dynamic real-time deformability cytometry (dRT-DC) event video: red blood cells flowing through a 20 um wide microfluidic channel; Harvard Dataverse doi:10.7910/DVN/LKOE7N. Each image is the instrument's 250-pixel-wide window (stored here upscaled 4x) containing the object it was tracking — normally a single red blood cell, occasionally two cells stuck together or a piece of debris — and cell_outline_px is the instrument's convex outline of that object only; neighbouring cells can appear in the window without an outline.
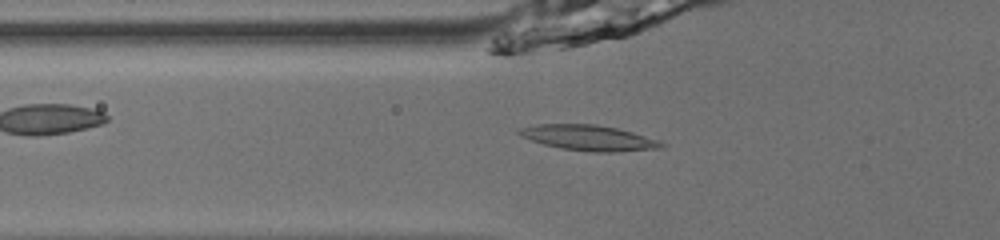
{"species": "common noctule bat (a hibernating species)", "species_latin": "Nyctalus noctula", "temperature_condition": "room temperature", "stored_images_in_passage": 35, "camera_frame_rate_fps": 3000, "um_per_image_px": 0.085, "animal": {"sex": "male", "body_mass_g": 13.0, "forearm_length_mm": 53.1}, "frame": {"image": 1, "passage_image": 3, "time_ms": 0.667, "image_size_px": [1000, 240], "cell_outline_px": [[668, 144], [664, 148], [612, 152], [592, 152], [560, 148], [544, 144], [520, 136], [516, 132], [516, 128], [536, 124], [596, 124], [616, 128], [632, 132]], "centroid_in_image_um": [50.01, 11.71], "position_along_channel_um": 75.8, "area_um2": 21.15}}
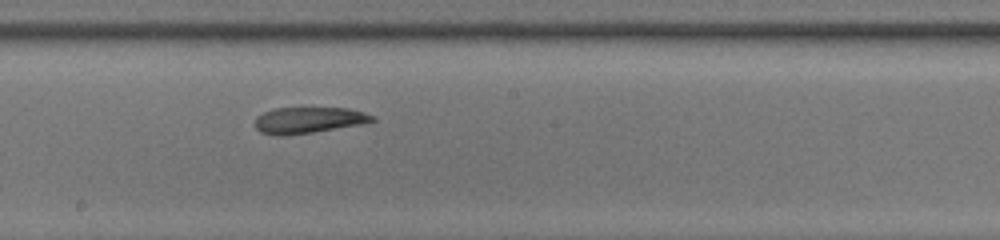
{"frame": {"image": 2, "passage_image": 14, "time_ms": 4.333, "image_size_px": [1000, 240], "cell_outline_px": [[376, 120], [364, 124], [312, 132], [284, 136], [276, 136], [260, 132], [256, 128], [256, 116], [264, 112], [276, 108], [348, 108], [364, 112], [376, 116]], "centroid_in_image_um": [26.25, 10.21], "position_along_channel_um": 221.9, "area_um2": 17.98}}
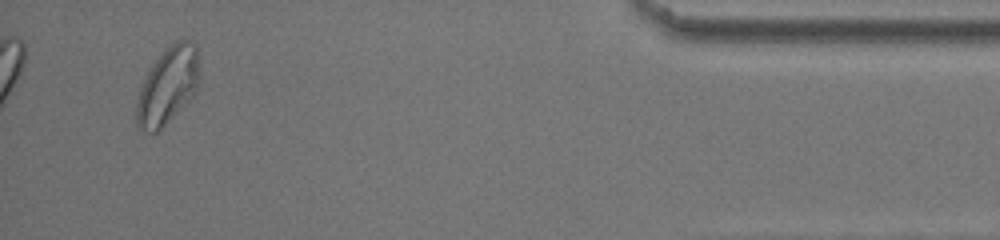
{"frame": {"image": 3, "passage_image": 33, "time_ms": 10.667, "image_size_px": [1000, 240], "cell_outline_px": [[200, 84], [196, 92], [156, 132], [152, 132], [140, 128], [136, 124], [136, 104], [140, 88], [144, 76], [152, 64], [176, 40], [196, 40], [200, 76]], "centroid_in_image_um": [14.29, 7.23], "position_along_channel_um": 420.9, "area_um2": 27.98}, "authors_computed_cell_mechanics": {"area_um2": 19.1318, "velocity_mm_per_s": 3.9784, "shape_relaxation_time_tau1_ms": null, "shape_relaxation_time_tau2_ms": 2.4996, "deformation_change_tau1": null, "deformation_change_tau2": 0.0986}}